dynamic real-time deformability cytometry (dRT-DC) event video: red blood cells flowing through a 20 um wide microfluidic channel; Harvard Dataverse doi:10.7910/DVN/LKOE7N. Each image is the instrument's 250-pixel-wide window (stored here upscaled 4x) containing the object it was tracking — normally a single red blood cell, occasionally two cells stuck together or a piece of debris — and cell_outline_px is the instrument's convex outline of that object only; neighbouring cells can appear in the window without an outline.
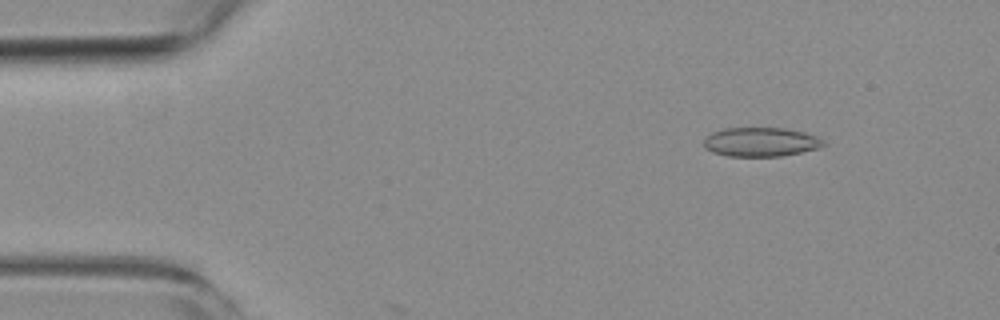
{"species": "common noctule bat (a hibernating species)", "species_latin": "Nyctalus noctula", "temperature_condition": "room temperature", "stored_images_in_passage": 10, "camera_frame_rate_fps": 3000, "um_per_image_px": 0.085, "animal": {"sex": "female", "body_mass_g": 19.3, "forearm_length_mm": 54.1}, "frame": {"image": 1, "passage_image": 7, "time_ms": 2.0, "image_size_px": [1000, 320], "cell_outline_px": [[828, 144], [820, 148], [780, 156], [728, 156], [712, 152], [704, 148], [704, 140], [712, 132], [724, 128], [784, 128], [804, 132], [816, 136], [824, 140]], "centroid_in_image_um": [64.69, 12.07], "position_along_channel_um": 20.3, "area_um2": 20.35}}